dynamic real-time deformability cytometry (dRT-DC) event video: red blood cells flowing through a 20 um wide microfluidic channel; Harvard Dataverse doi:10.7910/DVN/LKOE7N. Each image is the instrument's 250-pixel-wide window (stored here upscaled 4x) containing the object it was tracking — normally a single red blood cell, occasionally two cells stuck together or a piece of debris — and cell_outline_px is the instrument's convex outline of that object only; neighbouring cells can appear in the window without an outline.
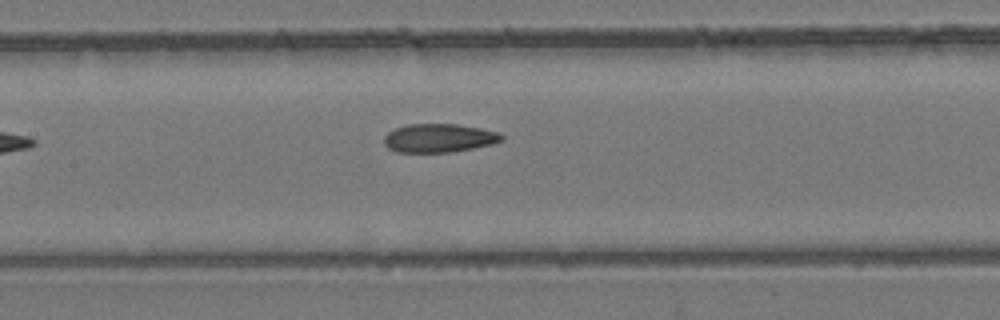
{"species": "common noctule bat (a hibernating species)", "species_latin": "Nyctalus noctula", "temperature_condition": "room temperature", "stored_images_in_passage": 7, "camera_frame_rate_fps": 3000, "um_per_image_px": 0.085, "animal": {"sex": "female", "body_mass_g": 24.6, "forearm_length_mm": 56.2}, "frame": {"image": 1, "passage_image": 7, "time_ms": 7.0, "image_size_px": [1000, 320], "cell_outline_px": [[504, 140], [492, 144], [472, 148], [448, 152], [396, 152], [388, 148], [384, 144], [384, 136], [388, 132], [396, 128], [408, 124], [456, 124], [480, 128], [500, 132], [504, 136]], "centroid_in_image_um": [37.32, 11.73], "position_along_channel_um": 170.1, "area_um2": 19.59}}